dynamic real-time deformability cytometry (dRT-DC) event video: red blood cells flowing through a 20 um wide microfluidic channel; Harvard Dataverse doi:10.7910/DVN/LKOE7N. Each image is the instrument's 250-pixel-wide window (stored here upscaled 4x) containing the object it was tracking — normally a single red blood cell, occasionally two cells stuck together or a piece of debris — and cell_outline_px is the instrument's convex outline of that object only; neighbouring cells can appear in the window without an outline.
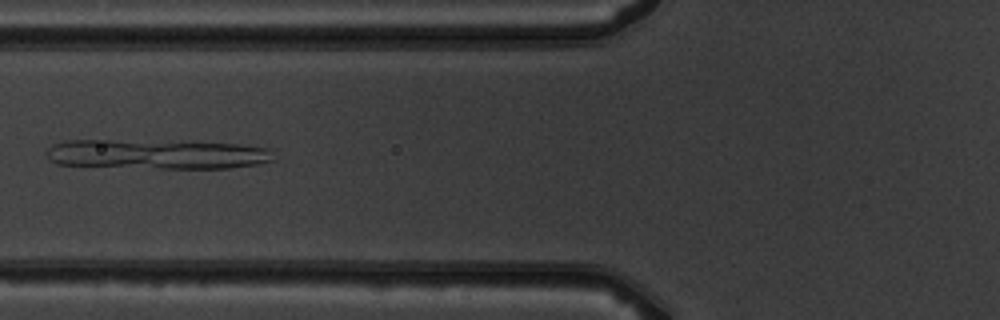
{"species": "common noctule bat (a hibernating species)", "species_latin": "Nyctalus noctula", "temperature_condition": "warm", "stored_images_in_passage": 7, "camera_frame_rate_fps": 3000, "um_per_image_px": 0.085, "animal": {"sex": "male", "body_mass_g": 19.5, "forearm_length_mm": 54.6}, "frame": {"image": 1, "passage_image": 6, "time_ms": 6.0, "image_size_px": [1000, 320], "cell_outline_px": [[276, 160], [256, 164], [228, 168], [160, 168], [56, 164], [44, 152], [52, 144], [64, 140], [108, 140], [240, 144], [268, 148]], "centroid_in_image_um": [13.31, 13.11], "position_along_channel_um": 112.5, "area_um2": 38.73}}